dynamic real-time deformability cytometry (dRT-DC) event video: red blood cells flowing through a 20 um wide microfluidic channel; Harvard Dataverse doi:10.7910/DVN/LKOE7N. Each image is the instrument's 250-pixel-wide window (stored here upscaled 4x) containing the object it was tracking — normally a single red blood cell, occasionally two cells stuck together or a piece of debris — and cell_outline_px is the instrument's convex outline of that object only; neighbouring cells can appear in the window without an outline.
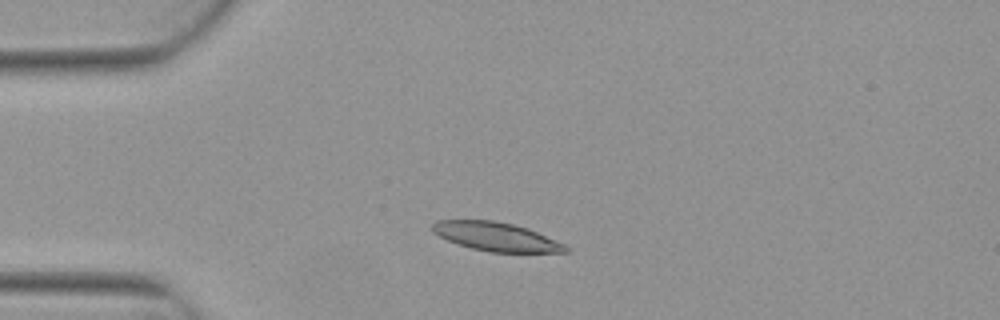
{"species": "Egyptian fruit bat (a non-hibernating species)", "species_latin": "Rousettus aegyptiacus", "temperature_condition": "warm", "stored_images_in_passage": 5, "camera_frame_rate_fps": 3000, "um_per_image_px": 0.085, "animal": {"sex": "female"}, "frame": {"image": 1, "passage_image": 1, "time_ms": 0.0, "image_size_px": [1000, 320], "cell_outline_px": [[568, 252], [488, 252], [456, 244], [432, 232], [432, 224], [436, 220], [492, 220], [512, 224], [528, 228], [564, 244], [568, 248]], "centroid_in_image_um": [42.14, 20.11], "position_along_channel_um": 42.9, "area_um2": 22.14}}
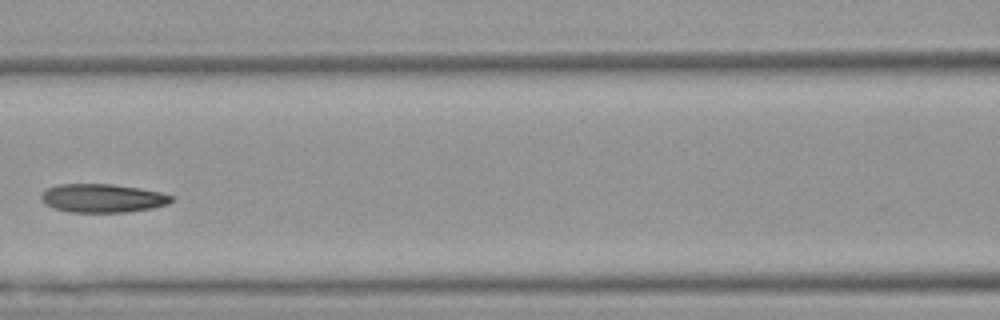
{"frame": {"image": 2, "passage_image": 4, "time_ms": 1.0, "image_size_px": [1000, 320], "cell_outline_px": [[176, 196], [168, 204], [152, 208], [128, 212], [68, 212], [52, 208], [44, 204], [40, 200], [40, 196], [48, 188], [56, 184], [112, 184], [140, 188], [160, 192]], "centroid_in_image_um": [8.71, 16.85], "position_along_channel_um": 157.9, "area_um2": 21.91}}
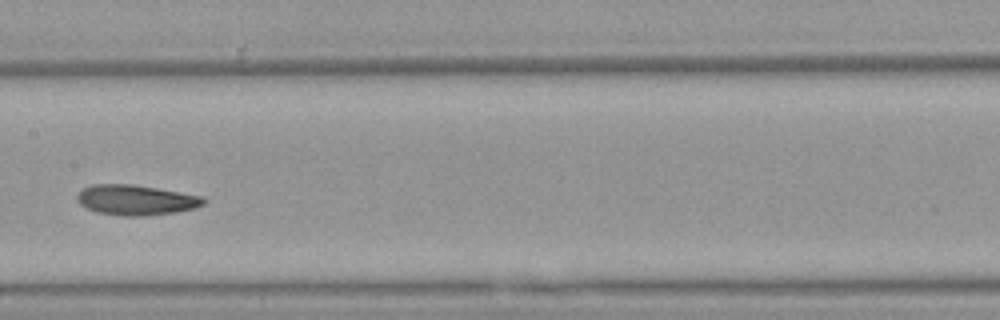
{"frame": {"image": 3, "passage_image": 5, "time_ms": 1.333, "image_size_px": [1000, 320], "cell_outline_px": [[204, 204], [196, 208], [176, 212], [144, 216], [120, 216], [96, 212], [80, 204], [76, 200], [76, 196], [84, 188], [92, 184], [132, 184], [204, 196]], "centroid_in_image_um": [11.55, 17.0], "position_along_channel_um": 195.8, "area_um2": 22.31}}